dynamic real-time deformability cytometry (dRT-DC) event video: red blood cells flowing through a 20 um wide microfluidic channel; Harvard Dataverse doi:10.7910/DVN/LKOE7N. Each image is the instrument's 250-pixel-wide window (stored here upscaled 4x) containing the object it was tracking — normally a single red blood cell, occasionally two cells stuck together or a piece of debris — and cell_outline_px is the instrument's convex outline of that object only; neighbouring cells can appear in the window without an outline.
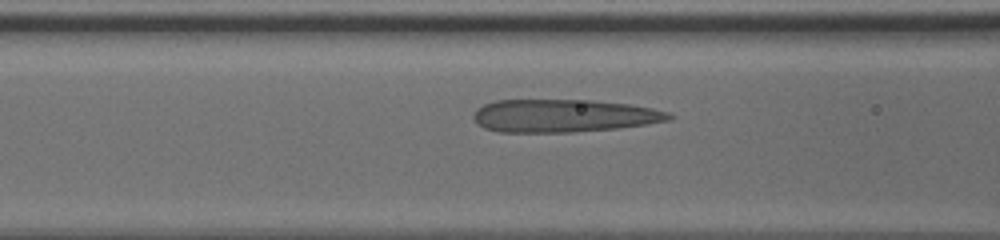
{"species": "human", "species_latin": "Homo sapiens", "temperature_condition": "cold", "stored_images_in_passage": 37, "camera_frame_rate_fps": 3000, "um_per_image_px": 0.085, "donor": {"sex": "male"}, "frame": {"image": 1, "passage_image": 11, "time_ms": 3.333, "image_size_px": [1000, 240], "cell_outline_px": [[676, 116], [668, 120], [644, 124], [616, 128], [572, 132], [500, 132], [484, 128], [476, 124], [472, 116], [476, 108], [484, 104], [496, 100], [592, 100], [628, 104], [652, 108], [668, 112]], "centroid_in_image_um": [47.85, 9.83], "position_along_channel_um": 118.7, "area_um2": 37.45}}
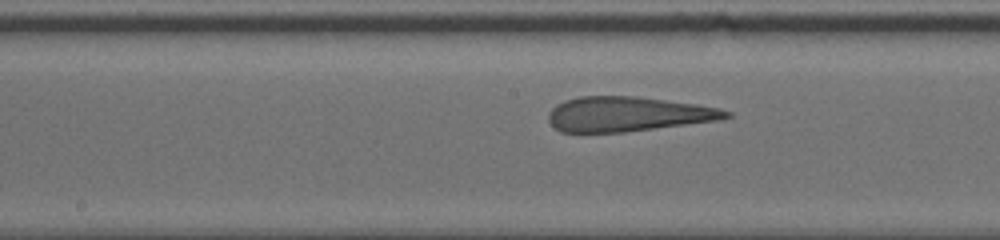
{"frame": {"image": 2, "passage_image": 17, "time_ms": 5.333, "image_size_px": [1000, 240], "cell_outline_px": [[732, 116], [716, 120], [624, 132], [560, 132], [548, 120], [548, 112], [556, 104], [564, 100], [580, 96], [636, 96], [696, 104], [720, 108], [732, 112]], "centroid_in_image_um": [53.33, 9.69], "position_along_channel_um": 194.9, "area_um2": 35.78}}
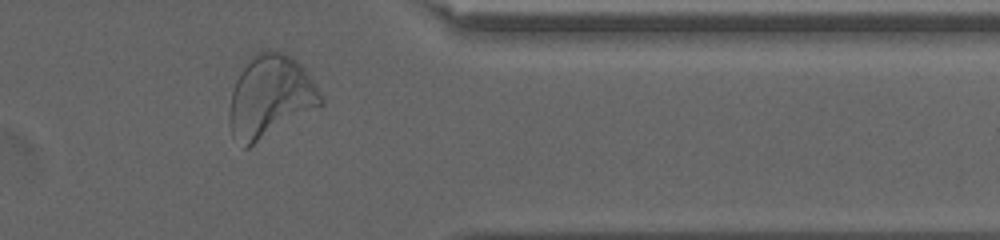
{"frame": {"image": 3, "passage_image": 33, "time_ms": 10.667, "image_size_px": [1000, 240], "cell_outline_px": [[324, 104], [248, 148], [244, 148], [232, 136], [228, 120], [228, 112], [232, 92], [236, 80], [240, 72], [252, 56], [256, 52], [264, 48], [268, 48], [284, 52], [296, 60], [308, 72], [324, 100]], "centroid_in_image_um": [22.96, 8.2], "position_along_channel_um": 388.4, "area_um2": 44.16}}